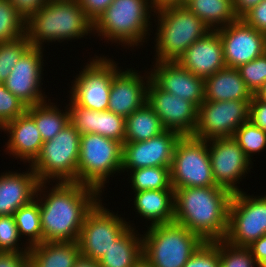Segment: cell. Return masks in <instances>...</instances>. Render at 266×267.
<instances>
[{"label": "cell", "mask_w": 266, "mask_h": 267, "mask_svg": "<svg viewBox=\"0 0 266 267\" xmlns=\"http://www.w3.org/2000/svg\"><path fill=\"white\" fill-rule=\"evenodd\" d=\"M0 267H30L28 253L0 252Z\"/></svg>", "instance_id": "45"}, {"label": "cell", "mask_w": 266, "mask_h": 267, "mask_svg": "<svg viewBox=\"0 0 266 267\" xmlns=\"http://www.w3.org/2000/svg\"><path fill=\"white\" fill-rule=\"evenodd\" d=\"M248 248L251 250L253 257L258 264L266 257V234L254 241Z\"/></svg>", "instance_id": "48"}, {"label": "cell", "mask_w": 266, "mask_h": 267, "mask_svg": "<svg viewBox=\"0 0 266 267\" xmlns=\"http://www.w3.org/2000/svg\"><path fill=\"white\" fill-rule=\"evenodd\" d=\"M93 31V22L77 0H49L26 20V35L31 47L43 43L80 39Z\"/></svg>", "instance_id": "3"}, {"label": "cell", "mask_w": 266, "mask_h": 267, "mask_svg": "<svg viewBox=\"0 0 266 267\" xmlns=\"http://www.w3.org/2000/svg\"><path fill=\"white\" fill-rule=\"evenodd\" d=\"M258 267H266V257L258 263Z\"/></svg>", "instance_id": "53"}, {"label": "cell", "mask_w": 266, "mask_h": 267, "mask_svg": "<svg viewBox=\"0 0 266 267\" xmlns=\"http://www.w3.org/2000/svg\"><path fill=\"white\" fill-rule=\"evenodd\" d=\"M55 184L49 191L47 182L37 187L35 198L39 201L43 242L78 241L85 217L101 199V193L78 182Z\"/></svg>", "instance_id": "1"}, {"label": "cell", "mask_w": 266, "mask_h": 267, "mask_svg": "<svg viewBox=\"0 0 266 267\" xmlns=\"http://www.w3.org/2000/svg\"><path fill=\"white\" fill-rule=\"evenodd\" d=\"M191 0H179V6H185L188 4Z\"/></svg>", "instance_id": "54"}, {"label": "cell", "mask_w": 266, "mask_h": 267, "mask_svg": "<svg viewBox=\"0 0 266 267\" xmlns=\"http://www.w3.org/2000/svg\"><path fill=\"white\" fill-rule=\"evenodd\" d=\"M142 235V256L152 267H184L205 242L175 222L147 227Z\"/></svg>", "instance_id": "6"}, {"label": "cell", "mask_w": 266, "mask_h": 267, "mask_svg": "<svg viewBox=\"0 0 266 267\" xmlns=\"http://www.w3.org/2000/svg\"><path fill=\"white\" fill-rule=\"evenodd\" d=\"M151 12L149 0H113L93 23V32L113 43L137 47L150 35Z\"/></svg>", "instance_id": "4"}, {"label": "cell", "mask_w": 266, "mask_h": 267, "mask_svg": "<svg viewBox=\"0 0 266 267\" xmlns=\"http://www.w3.org/2000/svg\"><path fill=\"white\" fill-rule=\"evenodd\" d=\"M135 211L149 226L174 222V189L134 192Z\"/></svg>", "instance_id": "26"}, {"label": "cell", "mask_w": 266, "mask_h": 267, "mask_svg": "<svg viewBox=\"0 0 266 267\" xmlns=\"http://www.w3.org/2000/svg\"><path fill=\"white\" fill-rule=\"evenodd\" d=\"M259 102L266 103V81L253 95Z\"/></svg>", "instance_id": "51"}, {"label": "cell", "mask_w": 266, "mask_h": 267, "mask_svg": "<svg viewBox=\"0 0 266 267\" xmlns=\"http://www.w3.org/2000/svg\"><path fill=\"white\" fill-rule=\"evenodd\" d=\"M129 227L97 261L99 267H133L142 257V235ZM138 236V237H137Z\"/></svg>", "instance_id": "28"}, {"label": "cell", "mask_w": 266, "mask_h": 267, "mask_svg": "<svg viewBox=\"0 0 266 267\" xmlns=\"http://www.w3.org/2000/svg\"><path fill=\"white\" fill-rule=\"evenodd\" d=\"M208 150L216 185L232 194L241 192L242 189L237 183L239 184L245 174L250 172L252 161L245 155L238 142L233 137L212 139L208 141Z\"/></svg>", "instance_id": "14"}, {"label": "cell", "mask_w": 266, "mask_h": 267, "mask_svg": "<svg viewBox=\"0 0 266 267\" xmlns=\"http://www.w3.org/2000/svg\"><path fill=\"white\" fill-rule=\"evenodd\" d=\"M30 169V171H29ZM27 172H6L0 176V216L14 215L36 197L39 180L30 167Z\"/></svg>", "instance_id": "24"}, {"label": "cell", "mask_w": 266, "mask_h": 267, "mask_svg": "<svg viewBox=\"0 0 266 267\" xmlns=\"http://www.w3.org/2000/svg\"><path fill=\"white\" fill-rule=\"evenodd\" d=\"M94 58L75 77L69 97L83 108L106 111L109 106L111 82L120 68L110 58Z\"/></svg>", "instance_id": "12"}, {"label": "cell", "mask_w": 266, "mask_h": 267, "mask_svg": "<svg viewBox=\"0 0 266 267\" xmlns=\"http://www.w3.org/2000/svg\"><path fill=\"white\" fill-rule=\"evenodd\" d=\"M242 19L258 31L266 33V0L253 7Z\"/></svg>", "instance_id": "42"}, {"label": "cell", "mask_w": 266, "mask_h": 267, "mask_svg": "<svg viewBox=\"0 0 266 267\" xmlns=\"http://www.w3.org/2000/svg\"><path fill=\"white\" fill-rule=\"evenodd\" d=\"M134 192L143 190L174 189L171 185L170 167H145L130 170Z\"/></svg>", "instance_id": "33"}, {"label": "cell", "mask_w": 266, "mask_h": 267, "mask_svg": "<svg viewBox=\"0 0 266 267\" xmlns=\"http://www.w3.org/2000/svg\"><path fill=\"white\" fill-rule=\"evenodd\" d=\"M170 174L174 190L217 186L212 174L208 141L181 136L174 148Z\"/></svg>", "instance_id": "9"}, {"label": "cell", "mask_w": 266, "mask_h": 267, "mask_svg": "<svg viewBox=\"0 0 266 267\" xmlns=\"http://www.w3.org/2000/svg\"><path fill=\"white\" fill-rule=\"evenodd\" d=\"M81 134L67 124L51 140L43 143L39 155L29 164L39 182H77Z\"/></svg>", "instance_id": "7"}, {"label": "cell", "mask_w": 266, "mask_h": 267, "mask_svg": "<svg viewBox=\"0 0 266 267\" xmlns=\"http://www.w3.org/2000/svg\"><path fill=\"white\" fill-rule=\"evenodd\" d=\"M27 106L0 84V129L9 121L23 115Z\"/></svg>", "instance_id": "40"}, {"label": "cell", "mask_w": 266, "mask_h": 267, "mask_svg": "<svg viewBox=\"0 0 266 267\" xmlns=\"http://www.w3.org/2000/svg\"><path fill=\"white\" fill-rule=\"evenodd\" d=\"M70 123L79 133H97L103 137L125 143V118L109 110L96 111L83 108L70 99L68 105Z\"/></svg>", "instance_id": "22"}, {"label": "cell", "mask_w": 266, "mask_h": 267, "mask_svg": "<svg viewBox=\"0 0 266 267\" xmlns=\"http://www.w3.org/2000/svg\"><path fill=\"white\" fill-rule=\"evenodd\" d=\"M156 61H177L187 48L211 29L186 6L168 7L155 12Z\"/></svg>", "instance_id": "5"}, {"label": "cell", "mask_w": 266, "mask_h": 267, "mask_svg": "<svg viewBox=\"0 0 266 267\" xmlns=\"http://www.w3.org/2000/svg\"><path fill=\"white\" fill-rule=\"evenodd\" d=\"M263 0H233V10L238 18H242L253 7Z\"/></svg>", "instance_id": "47"}, {"label": "cell", "mask_w": 266, "mask_h": 267, "mask_svg": "<svg viewBox=\"0 0 266 267\" xmlns=\"http://www.w3.org/2000/svg\"><path fill=\"white\" fill-rule=\"evenodd\" d=\"M45 102L29 106L26 112L34 119L39 132L41 133L43 142L51 140L58 134L67 124L69 120V110H60L53 102ZM63 113H62V112Z\"/></svg>", "instance_id": "31"}, {"label": "cell", "mask_w": 266, "mask_h": 267, "mask_svg": "<svg viewBox=\"0 0 266 267\" xmlns=\"http://www.w3.org/2000/svg\"><path fill=\"white\" fill-rule=\"evenodd\" d=\"M184 267H220L219 248L214 242H204Z\"/></svg>", "instance_id": "41"}, {"label": "cell", "mask_w": 266, "mask_h": 267, "mask_svg": "<svg viewBox=\"0 0 266 267\" xmlns=\"http://www.w3.org/2000/svg\"><path fill=\"white\" fill-rule=\"evenodd\" d=\"M165 130L152 107L145 103L125 119V142L149 140Z\"/></svg>", "instance_id": "29"}, {"label": "cell", "mask_w": 266, "mask_h": 267, "mask_svg": "<svg viewBox=\"0 0 266 267\" xmlns=\"http://www.w3.org/2000/svg\"><path fill=\"white\" fill-rule=\"evenodd\" d=\"M237 70L248 90L254 95L266 81V53L246 64L240 65Z\"/></svg>", "instance_id": "38"}, {"label": "cell", "mask_w": 266, "mask_h": 267, "mask_svg": "<svg viewBox=\"0 0 266 267\" xmlns=\"http://www.w3.org/2000/svg\"><path fill=\"white\" fill-rule=\"evenodd\" d=\"M86 16L94 23L113 0H77Z\"/></svg>", "instance_id": "43"}, {"label": "cell", "mask_w": 266, "mask_h": 267, "mask_svg": "<svg viewBox=\"0 0 266 267\" xmlns=\"http://www.w3.org/2000/svg\"><path fill=\"white\" fill-rule=\"evenodd\" d=\"M2 130L8 133L9 140L5 148L8 153L20 161L23 160L25 164H31L39 155L44 143L34 119L25 112L6 123L0 131Z\"/></svg>", "instance_id": "23"}, {"label": "cell", "mask_w": 266, "mask_h": 267, "mask_svg": "<svg viewBox=\"0 0 266 267\" xmlns=\"http://www.w3.org/2000/svg\"><path fill=\"white\" fill-rule=\"evenodd\" d=\"M223 46L226 67L238 68L265 53L264 33L242 18L216 30Z\"/></svg>", "instance_id": "17"}, {"label": "cell", "mask_w": 266, "mask_h": 267, "mask_svg": "<svg viewBox=\"0 0 266 267\" xmlns=\"http://www.w3.org/2000/svg\"><path fill=\"white\" fill-rule=\"evenodd\" d=\"M252 96L237 68L225 67L204 78V100H251Z\"/></svg>", "instance_id": "25"}, {"label": "cell", "mask_w": 266, "mask_h": 267, "mask_svg": "<svg viewBox=\"0 0 266 267\" xmlns=\"http://www.w3.org/2000/svg\"><path fill=\"white\" fill-rule=\"evenodd\" d=\"M101 201L87 213L77 241L81 256L94 261H98L113 242L131 227L130 222L110 212Z\"/></svg>", "instance_id": "11"}, {"label": "cell", "mask_w": 266, "mask_h": 267, "mask_svg": "<svg viewBox=\"0 0 266 267\" xmlns=\"http://www.w3.org/2000/svg\"><path fill=\"white\" fill-rule=\"evenodd\" d=\"M249 121L266 131V103L259 102L254 96L249 106Z\"/></svg>", "instance_id": "44"}, {"label": "cell", "mask_w": 266, "mask_h": 267, "mask_svg": "<svg viewBox=\"0 0 266 267\" xmlns=\"http://www.w3.org/2000/svg\"><path fill=\"white\" fill-rule=\"evenodd\" d=\"M177 62L196 76L206 78L226 67L222 39L216 30L191 44Z\"/></svg>", "instance_id": "21"}, {"label": "cell", "mask_w": 266, "mask_h": 267, "mask_svg": "<svg viewBox=\"0 0 266 267\" xmlns=\"http://www.w3.org/2000/svg\"><path fill=\"white\" fill-rule=\"evenodd\" d=\"M26 35V19L10 0H0V43Z\"/></svg>", "instance_id": "34"}, {"label": "cell", "mask_w": 266, "mask_h": 267, "mask_svg": "<svg viewBox=\"0 0 266 267\" xmlns=\"http://www.w3.org/2000/svg\"><path fill=\"white\" fill-rule=\"evenodd\" d=\"M147 74L144 77L143 75L140 76L138 71L136 72L132 68L125 71L120 69L111 82L107 110L126 119L147 103V87L151 79L150 73Z\"/></svg>", "instance_id": "20"}, {"label": "cell", "mask_w": 266, "mask_h": 267, "mask_svg": "<svg viewBox=\"0 0 266 267\" xmlns=\"http://www.w3.org/2000/svg\"><path fill=\"white\" fill-rule=\"evenodd\" d=\"M43 49L29 47L15 63L8 78L2 83L27 107L45 102L47 95L41 90ZM44 95V96H43Z\"/></svg>", "instance_id": "16"}, {"label": "cell", "mask_w": 266, "mask_h": 267, "mask_svg": "<svg viewBox=\"0 0 266 267\" xmlns=\"http://www.w3.org/2000/svg\"><path fill=\"white\" fill-rule=\"evenodd\" d=\"M147 103L166 130L193 136L198 121V107L194 103L164 91L151 79L147 87Z\"/></svg>", "instance_id": "15"}, {"label": "cell", "mask_w": 266, "mask_h": 267, "mask_svg": "<svg viewBox=\"0 0 266 267\" xmlns=\"http://www.w3.org/2000/svg\"><path fill=\"white\" fill-rule=\"evenodd\" d=\"M265 53H266V33H264Z\"/></svg>", "instance_id": "55"}, {"label": "cell", "mask_w": 266, "mask_h": 267, "mask_svg": "<svg viewBox=\"0 0 266 267\" xmlns=\"http://www.w3.org/2000/svg\"><path fill=\"white\" fill-rule=\"evenodd\" d=\"M20 237L28 236L27 246L31 247L43 242L40 208L38 199H33L27 205L20 207L14 213ZM23 235V236H22Z\"/></svg>", "instance_id": "32"}, {"label": "cell", "mask_w": 266, "mask_h": 267, "mask_svg": "<svg viewBox=\"0 0 266 267\" xmlns=\"http://www.w3.org/2000/svg\"><path fill=\"white\" fill-rule=\"evenodd\" d=\"M20 239L14 216H0V252L28 253V246L19 247Z\"/></svg>", "instance_id": "39"}, {"label": "cell", "mask_w": 266, "mask_h": 267, "mask_svg": "<svg viewBox=\"0 0 266 267\" xmlns=\"http://www.w3.org/2000/svg\"><path fill=\"white\" fill-rule=\"evenodd\" d=\"M250 102L204 100L198 107V121L193 136L205 141L233 137L235 131L249 121Z\"/></svg>", "instance_id": "13"}, {"label": "cell", "mask_w": 266, "mask_h": 267, "mask_svg": "<svg viewBox=\"0 0 266 267\" xmlns=\"http://www.w3.org/2000/svg\"><path fill=\"white\" fill-rule=\"evenodd\" d=\"M151 80L164 91L199 107L204 101V78L194 75L177 61H155Z\"/></svg>", "instance_id": "19"}, {"label": "cell", "mask_w": 266, "mask_h": 267, "mask_svg": "<svg viewBox=\"0 0 266 267\" xmlns=\"http://www.w3.org/2000/svg\"><path fill=\"white\" fill-rule=\"evenodd\" d=\"M180 137L175 131L165 130L149 140L125 142L121 171L156 166L171 168L174 148Z\"/></svg>", "instance_id": "18"}, {"label": "cell", "mask_w": 266, "mask_h": 267, "mask_svg": "<svg viewBox=\"0 0 266 267\" xmlns=\"http://www.w3.org/2000/svg\"><path fill=\"white\" fill-rule=\"evenodd\" d=\"M49 0H10L15 9L27 20Z\"/></svg>", "instance_id": "46"}, {"label": "cell", "mask_w": 266, "mask_h": 267, "mask_svg": "<svg viewBox=\"0 0 266 267\" xmlns=\"http://www.w3.org/2000/svg\"><path fill=\"white\" fill-rule=\"evenodd\" d=\"M74 267H99V265L97 261L80 256Z\"/></svg>", "instance_id": "50"}, {"label": "cell", "mask_w": 266, "mask_h": 267, "mask_svg": "<svg viewBox=\"0 0 266 267\" xmlns=\"http://www.w3.org/2000/svg\"><path fill=\"white\" fill-rule=\"evenodd\" d=\"M219 248L220 267H258L248 247H237L224 239L213 241Z\"/></svg>", "instance_id": "36"}, {"label": "cell", "mask_w": 266, "mask_h": 267, "mask_svg": "<svg viewBox=\"0 0 266 267\" xmlns=\"http://www.w3.org/2000/svg\"><path fill=\"white\" fill-rule=\"evenodd\" d=\"M185 6L211 30L227 26L238 19L233 10V0H191Z\"/></svg>", "instance_id": "30"}, {"label": "cell", "mask_w": 266, "mask_h": 267, "mask_svg": "<svg viewBox=\"0 0 266 267\" xmlns=\"http://www.w3.org/2000/svg\"><path fill=\"white\" fill-rule=\"evenodd\" d=\"M30 267H74L81 256L77 241L42 242L29 247Z\"/></svg>", "instance_id": "27"}, {"label": "cell", "mask_w": 266, "mask_h": 267, "mask_svg": "<svg viewBox=\"0 0 266 267\" xmlns=\"http://www.w3.org/2000/svg\"><path fill=\"white\" fill-rule=\"evenodd\" d=\"M29 47L27 35L0 43V84L8 78L15 63Z\"/></svg>", "instance_id": "37"}, {"label": "cell", "mask_w": 266, "mask_h": 267, "mask_svg": "<svg viewBox=\"0 0 266 267\" xmlns=\"http://www.w3.org/2000/svg\"><path fill=\"white\" fill-rule=\"evenodd\" d=\"M123 144L97 133L82 134L77 164V182L102 193L107 178L122 169ZM120 171V172H119ZM106 181V182H105Z\"/></svg>", "instance_id": "8"}, {"label": "cell", "mask_w": 266, "mask_h": 267, "mask_svg": "<svg viewBox=\"0 0 266 267\" xmlns=\"http://www.w3.org/2000/svg\"><path fill=\"white\" fill-rule=\"evenodd\" d=\"M149 4L155 13L168 7L179 6V0H149Z\"/></svg>", "instance_id": "49"}, {"label": "cell", "mask_w": 266, "mask_h": 267, "mask_svg": "<svg viewBox=\"0 0 266 267\" xmlns=\"http://www.w3.org/2000/svg\"><path fill=\"white\" fill-rule=\"evenodd\" d=\"M253 197L243 191L231 197L224 240L233 246L248 247L266 234V195Z\"/></svg>", "instance_id": "10"}, {"label": "cell", "mask_w": 266, "mask_h": 267, "mask_svg": "<svg viewBox=\"0 0 266 267\" xmlns=\"http://www.w3.org/2000/svg\"><path fill=\"white\" fill-rule=\"evenodd\" d=\"M133 267H152V266L142 256Z\"/></svg>", "instance_id": "52"}, {"label": "cell", "mask_w": 266, "mask_h": 267, "mask_svg": "<svg viewBox=\"0 0 266 267\" xmlns=\"http://www.w3.org/2000/svg\"><path fill=\"white\" fill-rule=\"evenodd\" d=\"M233 138L250 160H252V154H259L266 147V131H263L250 121L243 123L235 131Z\"/></svg>", "instance_id": "35"}, {"label": "cell", "mask_w": 266, "mask_h": 267, "mask_svg": "<svg viewBox=\"0 0 266 267\" xmlns=\"http://www.w3.org/2000/svg\"><path fill=\"white\" fill-rule=\"evenodd\" d=\"M232 193L220 186L174 190V222L205 242L225 239Z\"/></svg>", "instance_id": "2"}]
</instances>
